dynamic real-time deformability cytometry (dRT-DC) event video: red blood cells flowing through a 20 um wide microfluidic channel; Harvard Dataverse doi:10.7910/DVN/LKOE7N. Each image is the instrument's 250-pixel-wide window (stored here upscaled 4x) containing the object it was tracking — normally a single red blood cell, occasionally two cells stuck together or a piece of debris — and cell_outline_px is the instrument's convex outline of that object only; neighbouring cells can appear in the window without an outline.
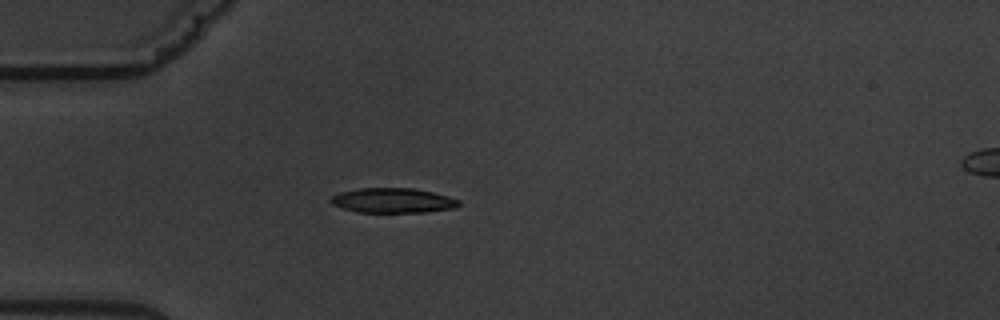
{"species": "common noctule bat (a hibernating species)", "species_latin": "Nyctalus noctula", "temperature_condition": "warm", "stored_images_in_passage": 3, "camera_frame_rate_fps": 3000, "um_per_image_px": 0.085, "animal": {"sex": "male", "body_mass_g": 19.5, "forearm_length_mm": 54.6}, "frame": {"image": 1, "passage_image": 2, "time_ms": 1.333, "image_size_px": [1000, 320], "cell_outline_px": [[460, 204], [456, 208], [424, 212], [356, 212], [332, 204], [328, 200], [332, 196], [340, 192], [360, 188], [412, 188], [432, 192], [448, 196], [460, 200]], "centroid_in_image_um": [33.4, 17.04], "position_along_channel_um": 51.6, "area_um2": 18.5}}